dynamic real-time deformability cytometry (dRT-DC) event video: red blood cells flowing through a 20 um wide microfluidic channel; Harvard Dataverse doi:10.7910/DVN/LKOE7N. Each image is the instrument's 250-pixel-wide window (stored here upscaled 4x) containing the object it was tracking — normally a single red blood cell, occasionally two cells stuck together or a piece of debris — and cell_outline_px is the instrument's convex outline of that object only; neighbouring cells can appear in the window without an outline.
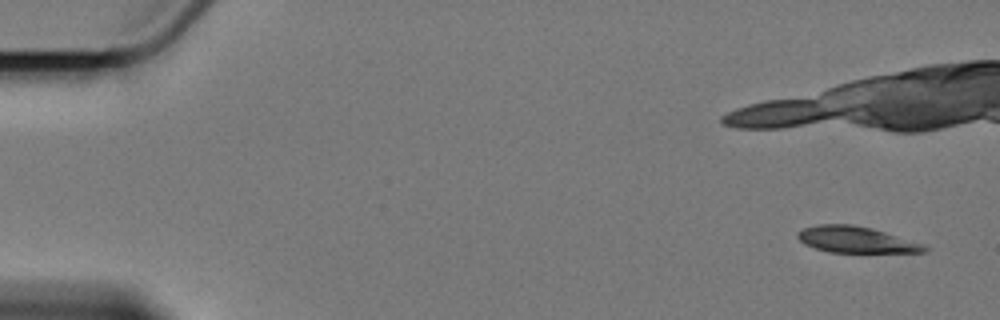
{"species": "Egyptian fruit bat (a non-hibernating species)", "species_latin": "Rousettus aegyptiacus", "temperature_condition": "cold", "stored_images_in_passage": 5, "camera_frame_rate_fps": 3000, "um_per_image_px": 0.085, "animal": {"sex": "female"}, "frame": {"image": 1, "passage_image": 1, "time_ms": 0.0, "image_size_px": [1000, 320], "cell_outline_px": [[928, 252], [828, 252], [804, 244], [796, 236], [796, 232], [804, 228], [820, 224], [852, 224], [872, 228], [924, 244], [928, 248]], "centroid_in_image_um": [72.75, 20.37], "position_along_channel_um": 12.3, "area_um2": 19.31}}